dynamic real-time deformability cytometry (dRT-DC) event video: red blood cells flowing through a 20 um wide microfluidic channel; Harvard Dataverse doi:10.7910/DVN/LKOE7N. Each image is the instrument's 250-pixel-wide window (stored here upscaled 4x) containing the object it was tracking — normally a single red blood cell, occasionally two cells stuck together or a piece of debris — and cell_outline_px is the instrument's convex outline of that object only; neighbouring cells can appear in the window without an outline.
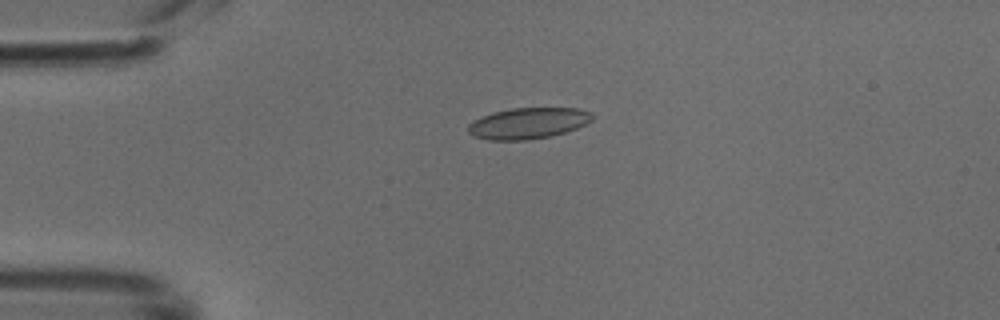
{"species": "common noctule bat (a hibernating species)", "species_latin": "Nyctalus noctula", "temperature_condition": "cold", "stored_images_in_passage": 49, "camera_frame_rate_fps": 3000, "um_per_image_px": 0.085, "animal": {"sex": "male", "body_mass_g": 18.8}, "frame": {"image": 1, "passage_image": 12, "time_ms": 3.667, "image_size_px": [1000, 320], "cell_outline_px": [[596, 116], [588, 124], [552, 136], [524, 140], [488, 140], [472, 136], [468, 132], [468, 124], [472, 120], [492, 112], [512, 108], [576, 108], [592, 112]], "centroid_in_image_um": [44.89, 10.47], "position_along_channel_um": 40.1, "area_um2": 22.77}}
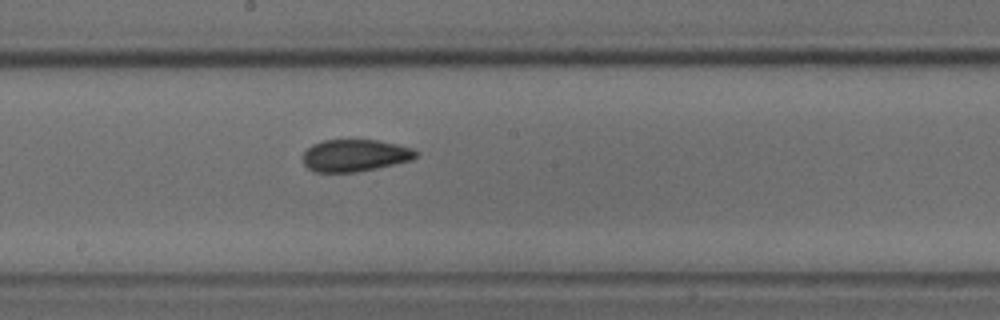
{"frame": {"image": 2, "passage_image": 27, "time_ms": 8.667, "image_size_px": [1000, 320], "cell_outline_px": [[420, 156], [412, 160], [376, 168], [356, 172], [316, 172], [308, 168], [304, 164], [304, 152], [312, 144], [324, 140], [376, 140], [400, 144], [412, 148], [420, 152]], "centroid_in_image_um": [30.23, 13.21], "position_along_channel_um": 218.0, "area_um2": 21.27}}
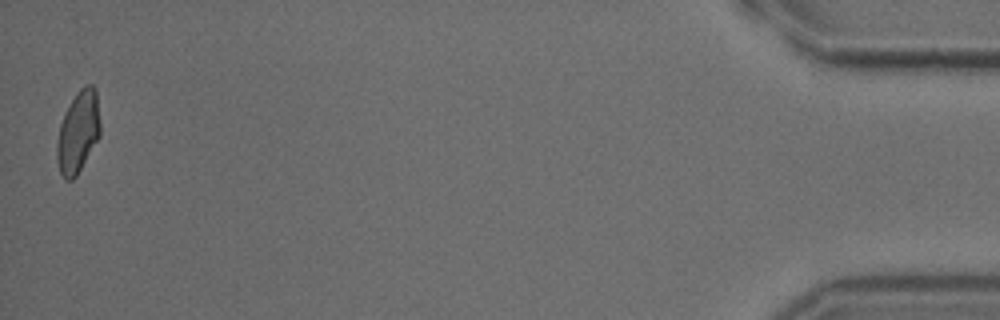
{"frame": {"image": 3, "passage_image": 49, "time_ms": 16.0, "image_size_px": [1000, 320], "cell_outline_px": [[100, 136], [76, 176], [72, 180], [64, 180], [60, 172], [56, 156], [56, 144], [60, 124], [64, 112], [76, 92], [80, 88], [88, 84], [92, 84], [96, 88], [100, 120]], "centroid_in_image_um": [6.64, 11.2], "position_along_channel_um": 428.6, "area_um2": 20.81}}